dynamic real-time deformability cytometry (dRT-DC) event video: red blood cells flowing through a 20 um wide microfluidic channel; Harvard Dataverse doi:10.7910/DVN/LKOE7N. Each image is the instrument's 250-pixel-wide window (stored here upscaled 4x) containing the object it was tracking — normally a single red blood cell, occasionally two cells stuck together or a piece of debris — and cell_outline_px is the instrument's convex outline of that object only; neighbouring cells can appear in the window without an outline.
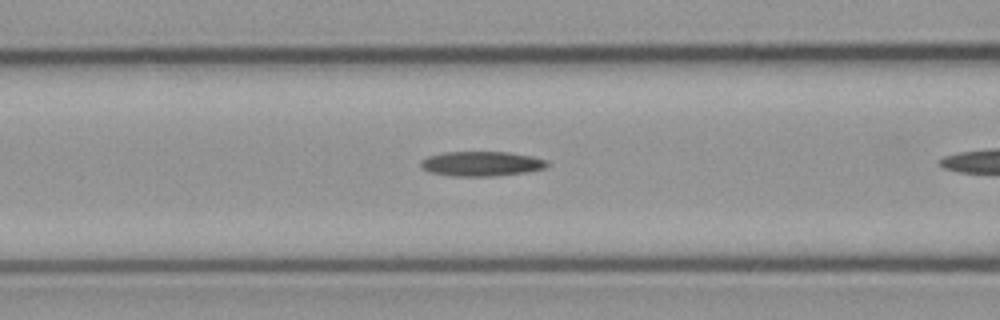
{"species": "common noctule bat (a hibernating species)", "species_latin": "Nyctalus noctula", "temperature_condition": "cold", "stored_images_in_passage": 6, "camera_frame_rate_fps": 3000, "um_per_image_px": 0.085, "animal": {"sex": "male", "body_mass_g": 23.1, "forearm_length_mm": 52.7}, "frame": {"image": 1, "passage_image": 4, "time_ms": 1.0, "image_size_px": [1000, 320], "cell_outline_px": [[548, 164], [544, 168], [524, 172], [492, 176], [452, 176], [432, 172], [424, 168], [420, 164], [420, 160], [428, 156], [444, 152], [508, 152], [532, 156], [548, 160]], "centroid_in_image_um": [40.92, 13.91], "position_along_channel_um": 125.7, "area_um2": 18.03}}